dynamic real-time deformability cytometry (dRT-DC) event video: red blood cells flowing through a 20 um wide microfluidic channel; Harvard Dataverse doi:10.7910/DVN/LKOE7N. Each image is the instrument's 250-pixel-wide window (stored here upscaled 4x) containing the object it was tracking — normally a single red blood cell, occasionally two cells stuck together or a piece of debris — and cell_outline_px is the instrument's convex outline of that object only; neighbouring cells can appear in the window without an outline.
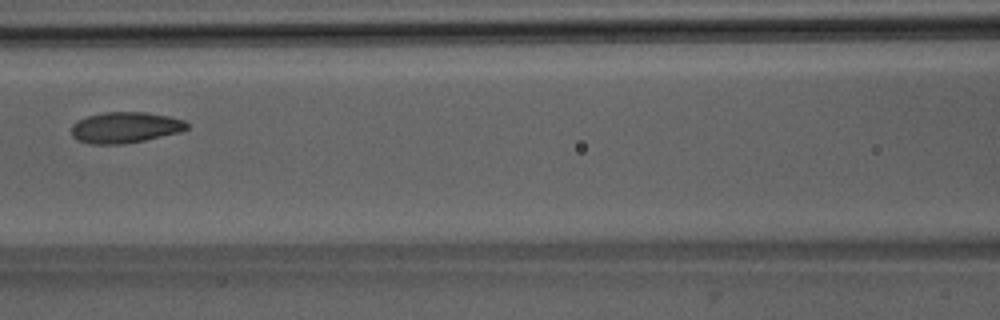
{"species": "Egyptian fruit bat (a non-hibernating species)", "species_latin": "Rousettus aegyptiacus", "temperature_condition": "room temperature", "stored_images_in_passage": 5, "camera_frame_rate_fps": 3000, "um_per_image_px": 0.085, "animal": {"sex": "male"}, "frame": {"image": 1, "passage_image": 5, "time_ms": 5.333, "image_size_px": [1000, 320], "cell_outline_px": [[188, 128], [180, 132], [144, 140], [124, 144], [92, 144], [76, 140], [72, 136], [72, 124], [76, 120], [88, 116], [104, 112], [148, 112], [168, 116], [184, 120], [188, 124]], "centroid_in_image_um": [10.62, 10.83], "position_along_channel_um": 156.0, "area_um2": 20.92}}